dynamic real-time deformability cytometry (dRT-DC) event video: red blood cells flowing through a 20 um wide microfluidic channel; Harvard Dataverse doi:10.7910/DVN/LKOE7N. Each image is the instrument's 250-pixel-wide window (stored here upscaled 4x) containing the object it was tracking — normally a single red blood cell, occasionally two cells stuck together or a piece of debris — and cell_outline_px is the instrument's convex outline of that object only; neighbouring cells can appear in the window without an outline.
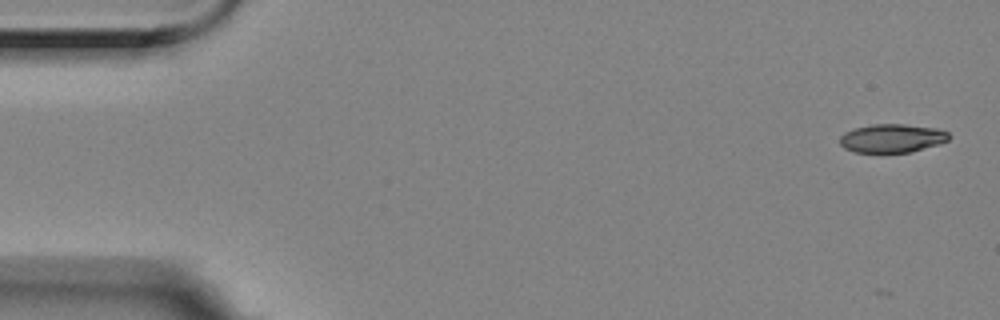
{"species": "Egyptian fruit bat (a non-hibernating species)", "species_latin": "Rousettus aegyptiacus", "temperature_condition": "room temperature", "stored_images_in_passage": 47, "camera_frame_rate_fps": 3000, "um_per_image_px": 0.085, "animal": {"sex": "female"}, "frame": {"image": 1, "passage_image": 2, "time_ms": 0.333, "image_size_px": [1000, 320], "cell_outline_px": [[952, 136], [948, 140], [940, 144], [912, 152], [856, 152], [844, 148], [840, 144], [840, 136], [844, 132], [852, 128], [872, 124], [904, 124], [936, 128], [948, 132]], "centroid_in_image_um": [75.83, 11.74], "position_along_channel_um": 9.2, "area_um2": 18.32}}
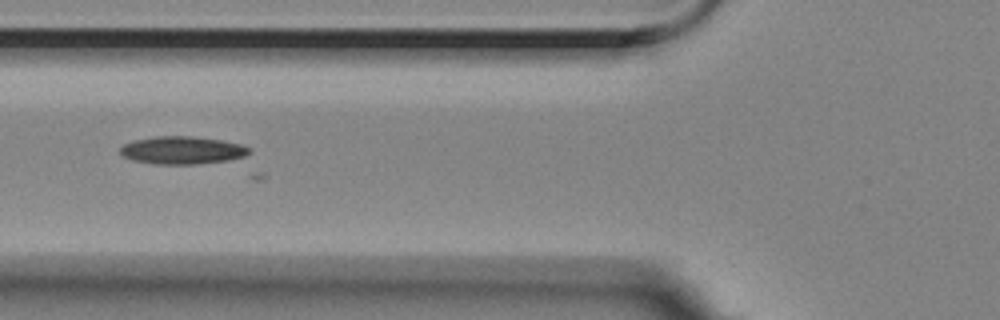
{"frame": {"image": 2, "passage_image": 21, "time_ms": 6.667, "image_size_px": [1000, 320], "cell_outline_px": [[252, 152], [244, 156], [228, 160], [196, 164], [156, 164], [132, 160], [124, 156], [120, 152], [120, 148], [124, 144], [132, 140], [156, 136], [192, 136], [224, 140], [240, 144], [252, 148]], "centroid_in_image_um": [15.51, 12.76], "position_along_channel_um": 110.3, "area_um2": 20.98}}
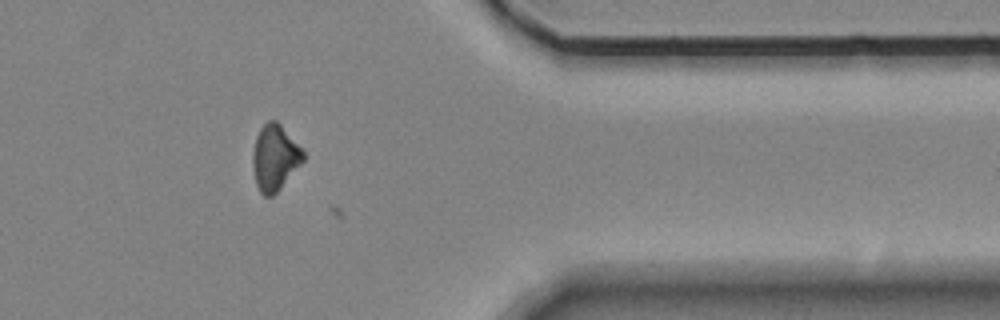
{"frame": {"image": 3, "passage_image": 46, "time_ms": 15.0, "image_size_px": [1000, 320], "cell_outline_px": [[304, 160], [280, 188], [272, 196], [264, 196], [260, 192], [256, 184], [252, 164], [252, 156], [256, 136], [260, 128], [268, 120], [276, 120], [280, 124], [304, 152]], "centroid_in_image_um": [23.33, 13.4], "position_along_channel_um": 388.1, "area_um2": 19.07}, "authors_computed_cell_mechanics": {"area_um2": 18.3226, "velocity_mm_per_s": 3.5186, "shape_relaxation_time_tau1_ms": 2.4149, "shape_relaxation_time_tau2_ms": null, "deformation_change_tau1": 0.4269, "deformation_change_tau2": null}}